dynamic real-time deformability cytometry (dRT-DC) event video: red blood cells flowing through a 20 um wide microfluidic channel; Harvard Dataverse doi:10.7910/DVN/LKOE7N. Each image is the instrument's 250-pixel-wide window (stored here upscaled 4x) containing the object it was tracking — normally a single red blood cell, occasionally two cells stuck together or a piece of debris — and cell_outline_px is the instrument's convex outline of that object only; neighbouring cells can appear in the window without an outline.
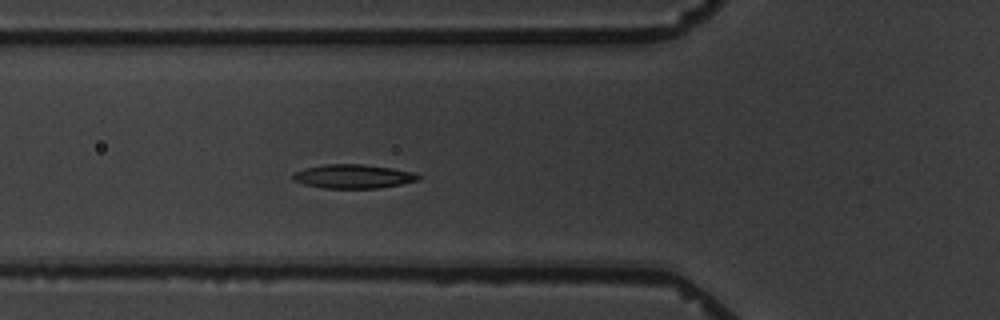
{"species": "common noctule bat (a hibernating species)", "species_latin": "Nyctalus noctula", "temperature_condition": "warm", "stored_images_in_passage": 6, "camera_frame_rate_fps": 3000, "um_per_image_px": 0.085, "animal": {"sex": "male", "body_mass_g": 19.5, "forearm_length_mm": 54.6}, "frame": {"image": 1, "passage_image": 6, "time_ms": 5.667, "image_size_px": [1000, 320], "cell_outline_px": [[424, 176], [420, 180], [380, 188], [324, 188], [304, 184], [292, 180], [292, 176], [296, 172], [304, 168], [324, 164], [364, 164], [392, 168], [416, 172]], "centroid_in_image_um": [30.08, 14.99], "position_along_channel_um": 95.7, "area_um2": 17.69}}